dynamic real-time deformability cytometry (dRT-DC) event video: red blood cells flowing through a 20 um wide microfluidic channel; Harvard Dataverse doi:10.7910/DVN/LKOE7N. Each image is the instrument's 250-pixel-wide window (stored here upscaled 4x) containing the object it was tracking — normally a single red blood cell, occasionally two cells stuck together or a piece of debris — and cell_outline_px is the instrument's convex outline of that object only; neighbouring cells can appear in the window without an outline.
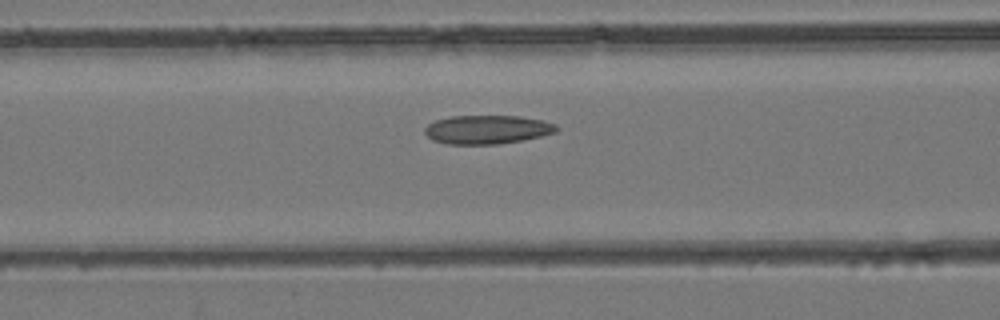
{"species": "common noctule bat (a hibernating species)", "species_latin": "Nyctalus noctula", "temperature_condition": "room temperature", "stored_images_in_passage": 30, "camera_frame_rate_fps": 3000, "um_per_image_px": 0.085, "animal": {"sex": "female", "body_mass_g": 24.6, "forearm_length_mm": 56.2}, "frame": {"image": 1, "passage_image": 9, "time_ms": 2.667, "image_size_px": [1000, 320], "cell_outline_px": [[556, 132], [524, 140], [500, 144], [448, 144], [432, 140], [424, 132], [424, 128], [428, 124], [436, 120], [452, 116], [520, 116], [544, 120], [556, 124]], "centroid_in_image_um": [41.41, 11.01], "position_along_channel_um": 125.2, "area_um2": 22.08}}
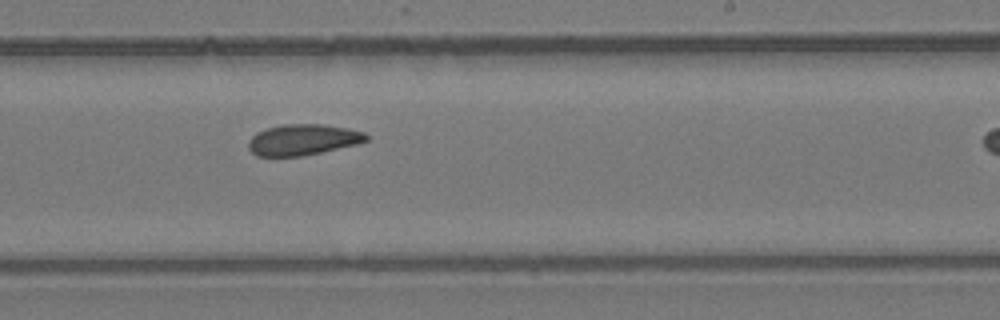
{"frame": {"image": 2, "passage_image": 18, "time_ms": 5.667, "image_size_px": [1000, 320], "cell_outline_px": [[368, 140], [356, 144], [320, 152], [300, 156], [256, 156], [248, 148], [248, 140], [256, 132], [268, 128], [284, 124], [324, 124], [348, 128], [364, 132], [368, 136]], "centroid_in_image_um": [25.73, 11.87], "position_along_channel_um": 263.3, "area_um2": 21.15}}
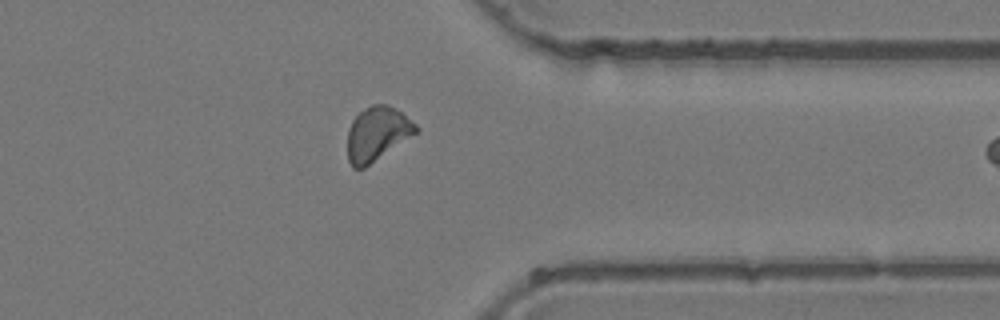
{"frame": {"image": 3, "passage_image": 26, "time_ms": 8.333, "image_size_px": [1000, 320], "cell_outline_px": [[420, 128], [416, 132], [364, 168], [352, 168], [348, 160], [348, 128], [352, 120], [364, 108], [372, 104], [388, 104], [396, 108], [416, 124]], "centroid_in_image_um": [32.03, 11.35], "position_along_channel_um": 379.4, "area_um2": 21.27}}